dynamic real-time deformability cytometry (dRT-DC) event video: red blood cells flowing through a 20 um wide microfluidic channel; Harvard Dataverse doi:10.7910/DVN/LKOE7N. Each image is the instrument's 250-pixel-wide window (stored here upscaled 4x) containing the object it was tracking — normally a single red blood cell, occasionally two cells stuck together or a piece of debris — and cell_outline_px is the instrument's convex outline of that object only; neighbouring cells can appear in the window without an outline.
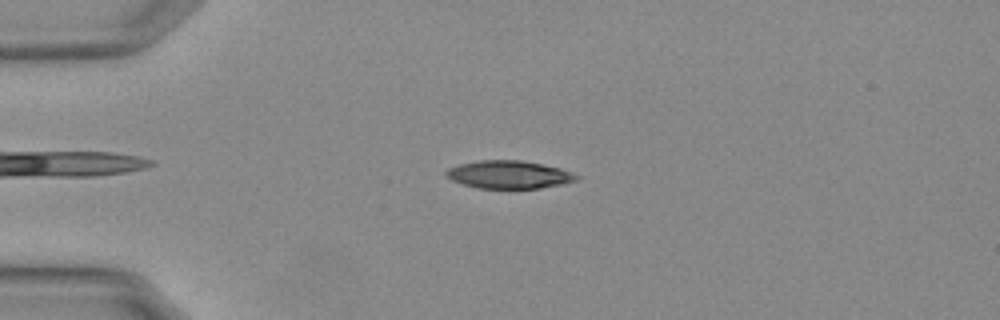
{"species": "Egyptian fruit bat (a non-hibernating species)", "species_latin": "Rousettus aegyptiacus", "temperature_condition": "warm", "stored_images_in_passage": 42, "camera_frame_rate_fps": 3000, "um_per_image_px": 0.085, "animal": {"sex": "female"}, "frame": {"image": 1, "passage_image": 1, "time_ms": 0.0, "image_size_px": [1000, 320], "cell_outline_px": [[580, 176], [576, 180], [564, 184], [540, 188], [476, 188], [452, 180], [444, 176], [444, 172], [448, 168], [460, 164], [480, 160], [520, 160], [560, 168]], "centroid_in_image_um": [43.23, 14.84], "position_along_channel_um": 41.8, "area_um2": 21.1}}
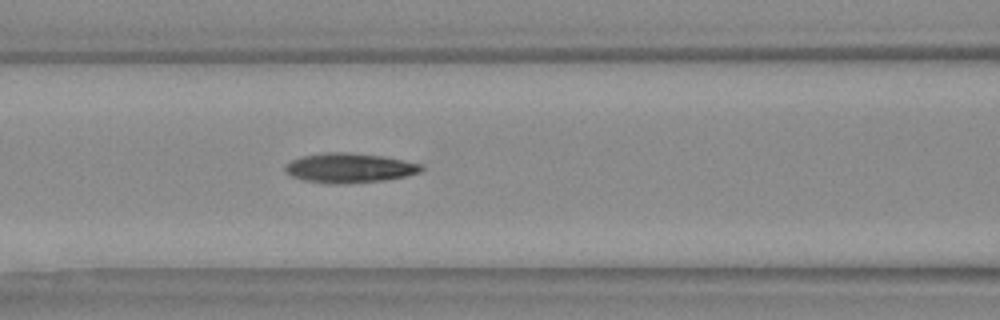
{"frame": {"image": 2, "passage_image": 11, "time_ms": 3.333, "image_size_px": [1000, 320], "cell_outline_px": [[424, 168], [420, 172], [404, 176], [384, 180], [340, 184], [328, 184], [304, 180], [292, 176], [284, 168], [284, 164], [300, 156], [324, 152], [348, 152], [384, 156], [420, 164]], "centroid_in_image_um": [29.66, 14.27], "position_along_channel_um": 136.9, "area_um2": 23.47}}
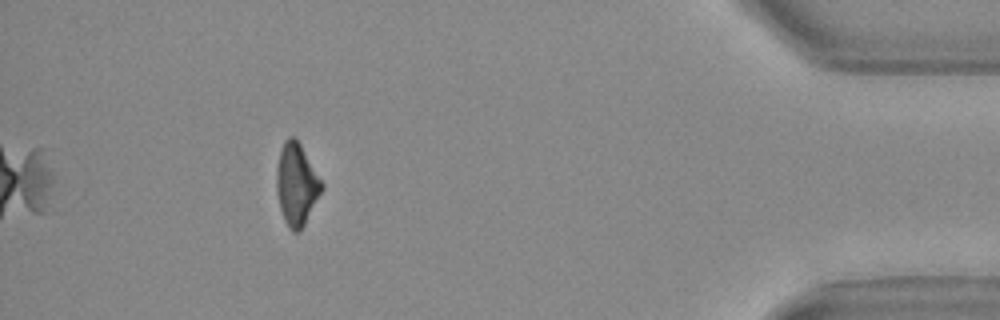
{"frame": {"image": 3, "passage_image": 37, "time_ms": 12.0, "image_size_px": [1000, 320], "cell_outline_px": [[324, 188], [304, 224], [296, 232], [292, 232], [284, 220], [280, 208], [276, 188], [276, 168], [280, 148], [284, 140], [288, 136], [296, 136], [324, 184]], "centroid_in_image_um": [25.2, 15.61], "position_along_channel_um": 410.0, "area_um2": 21.68}, "authors_computed_cell_mechanics": {"area_um2": 22.3975, "velocity_mm_per_s": 3.7657, "shape_relaxation_time_tau1_ms": null, "shape_relaxation_time_tau2_ms": 7.2341, "deformation_change_tau1": null, "deformation_change_tau2": 0.1692}}